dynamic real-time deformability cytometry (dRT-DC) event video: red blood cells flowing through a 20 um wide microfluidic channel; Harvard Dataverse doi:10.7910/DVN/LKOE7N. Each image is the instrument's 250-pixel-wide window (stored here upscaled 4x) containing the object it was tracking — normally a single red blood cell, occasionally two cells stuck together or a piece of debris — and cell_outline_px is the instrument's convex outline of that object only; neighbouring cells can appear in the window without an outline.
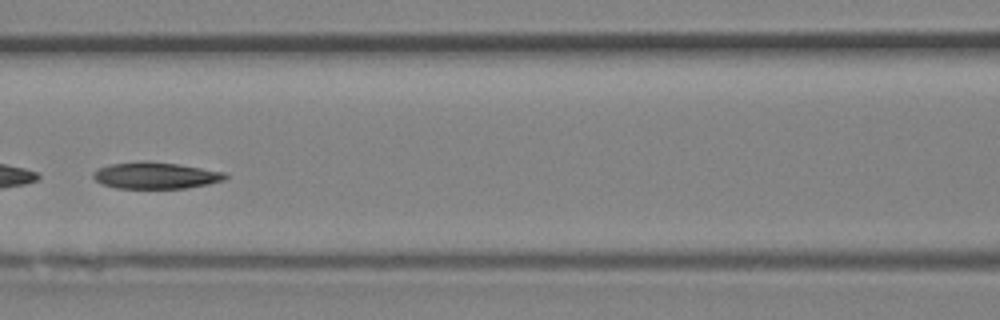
{"species": "Egyptian fruit bat (a non-hibernating species)", "species_latin": "Rousettus aegyptiacus", "temperature_condition": "room temperature", "stored_images_in_passage": 28, "camera_frame_rate_fps": 3000, "um_per_image_px": 0.085, "animal": {"sex": "female"}, "frame": {"image": 1, "passage_image": 9, "time_ms": 2.667, "image_size_px": [1000, 320], "cell_outline_px": [[228, 176], [224, 180], [208, 184], [184, 188], [116, 188], [104, 184], [96, 180], [92, 176], [92, 172], [96, 168], [108, 164], [148, 160], [176, 164], [224, 172]], "centroid_in_image_um": [13.17, 14.9], "position_along_channel_um": 153.4, "area_um2": 20.4}}